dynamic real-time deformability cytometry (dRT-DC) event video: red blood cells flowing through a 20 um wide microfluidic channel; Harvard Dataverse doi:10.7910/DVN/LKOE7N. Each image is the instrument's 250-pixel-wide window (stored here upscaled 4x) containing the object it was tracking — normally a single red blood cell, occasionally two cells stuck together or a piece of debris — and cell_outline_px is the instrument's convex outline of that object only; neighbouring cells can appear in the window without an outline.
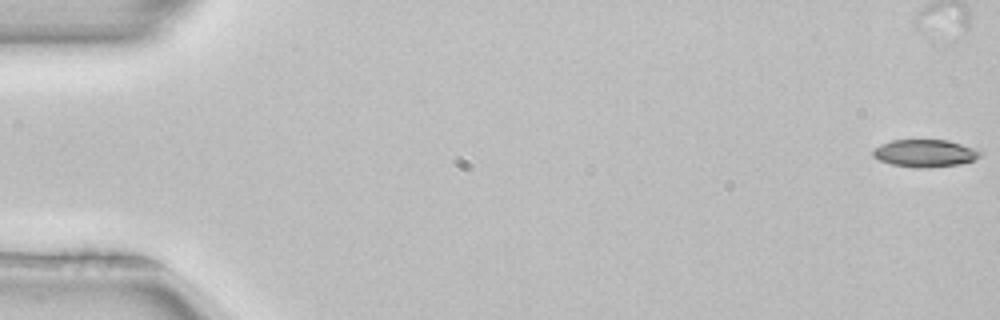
{"species": "common noctule bat (a hibernating species)", "species_latin": "Nyctalus noctula", "temperature_condition": "room temperature", "stored_images_in_passage": 33, "camera_frame_rate_fps": 3000, "um_per_image_px": 0.085, "animal": {"sex": "female", "body_mass_g": 22.7, "forearm_length_mm": 54.2}, "frame": {"image": 1, "passage_image": 1, "time_ms": 0.0, "image_size_px": [1000, 320], "cell_outline_px": [[984, 152], [980, 156], [972, 160], [960, 164], [924, 168], [916, 168], [892, 164], [880, 160], [872, 156], [872, 148], [880, 144], [892, 140], [948, 140]], "centroid_in_image_um": [78.58, 13.02], "position_along_channel_um": 6.4, "area_um2": 17.11}}
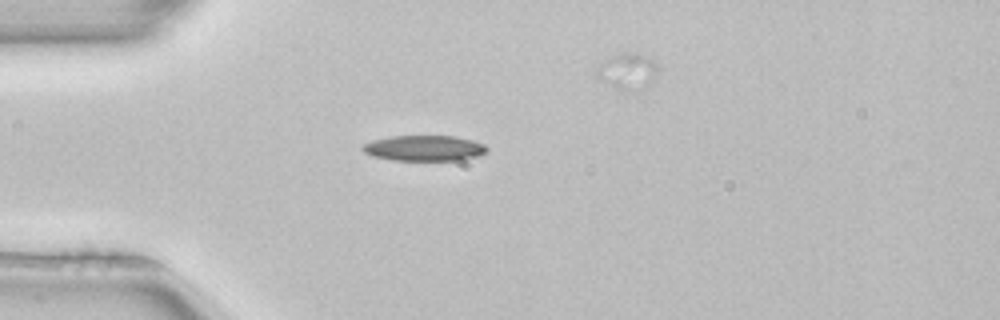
{"frame": {"image": 2, "passage_image": 15, "time_ms": 4.667, "image_size_px": [1000, 320], "cell_outline_px": [[488, 152], [480, 156], [460, 160], [396, 160], [372, 156], [364, 152], [360, 148], [364, 144], [372, 140], [392, 136], [456, 136], [472, 140], [484, 144], [488, 148]], "centroid_in_image_um": [36.09, 12.59], "position_along_channel_um": 48.9, "area_um2": 18.61}}